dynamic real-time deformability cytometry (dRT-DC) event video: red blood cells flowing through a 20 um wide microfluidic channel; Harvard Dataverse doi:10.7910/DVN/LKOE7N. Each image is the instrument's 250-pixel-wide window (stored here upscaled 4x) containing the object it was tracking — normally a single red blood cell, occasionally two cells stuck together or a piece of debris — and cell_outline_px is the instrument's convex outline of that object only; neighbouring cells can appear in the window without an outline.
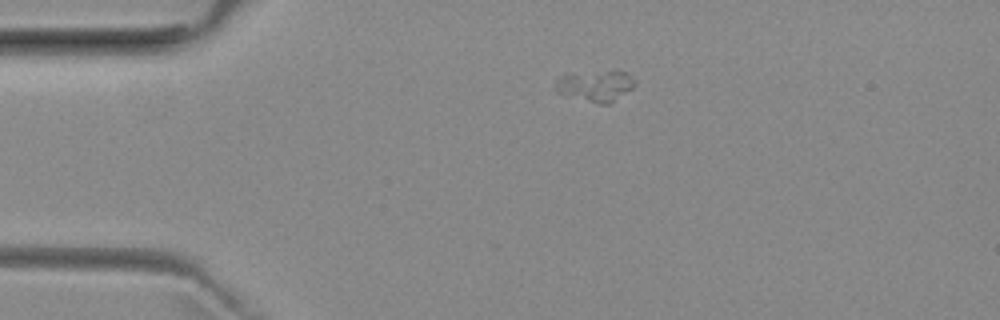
{"species": "common noctule bat (a hibernating species)", "species_latin": "Nyctalus noctula", "temperature_condition": "room temperature", "stored_images_in_passage": 54, "camera_frame_rate_fps": 3000, "um_per_image_px": 0.085, "animal": {"sex": "female", "body_mass_g": 29.2, "forearm_length_mm": 56.3}, "frame": {"image": 1, "passage_image": 12, "time_ms": 3.667, "image_size_px": [1000, 320], "cell_outline_px": [[636, 84], [632, 88], [608, 104], [600, 104], [556, 92], [556, 80], [560, 76], [604, 72], [624, 72], [636, 80]], "centroid_in_image_um": [50.64, 7.32], "position_along_channel_um": 34.4, "area_um2": 13.53}}
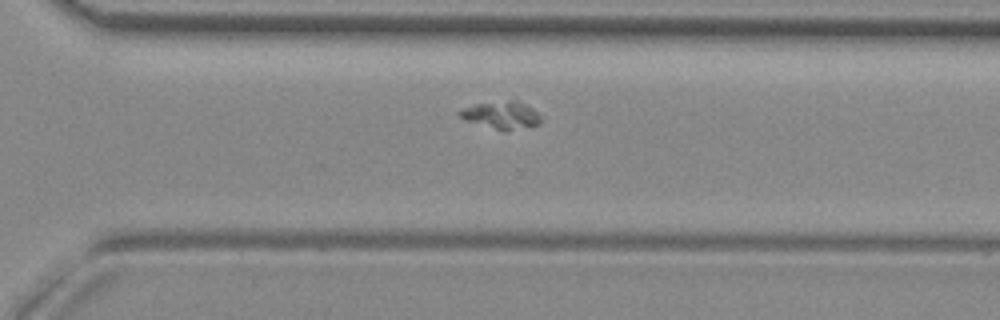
{"frame": {"image": 2, "passage_image": 38, "time_ms": 12.333, "image_size_px": [1000, 320], "cell_outline_px": [[540, 124], [504, 132], [464, 120], [456, 112], [464, 108], [476, 104], [508, 100], [512, 100], [524, 104], [532, 108], [540, 116]], "centroid_in_image_um": [42.6, 9.81], "position_along_channel_um": 328.0, "area_um2": 12.95}}
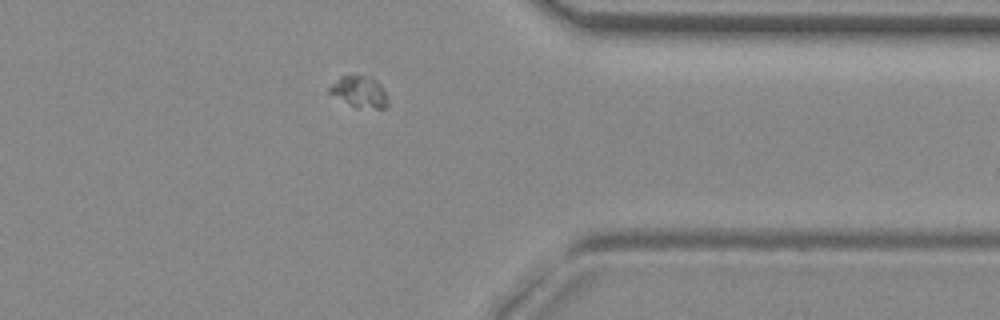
{"frame": {"image": 3, "passage_image": 43, "time_ms": 14.0, "image_size_px": [1000, 320], "cell_outline_px": [[388, 104], [384, 108], [356, 108], [348, 104], [328, 92], [328, 88], [340, 76], [368, 76], [376, 80], [380, 84], [388, 100]], "centroid_in_image_um": [30.55, 7.82], "position_along_channel_um": 380.9, "area_um2": 10.52}}